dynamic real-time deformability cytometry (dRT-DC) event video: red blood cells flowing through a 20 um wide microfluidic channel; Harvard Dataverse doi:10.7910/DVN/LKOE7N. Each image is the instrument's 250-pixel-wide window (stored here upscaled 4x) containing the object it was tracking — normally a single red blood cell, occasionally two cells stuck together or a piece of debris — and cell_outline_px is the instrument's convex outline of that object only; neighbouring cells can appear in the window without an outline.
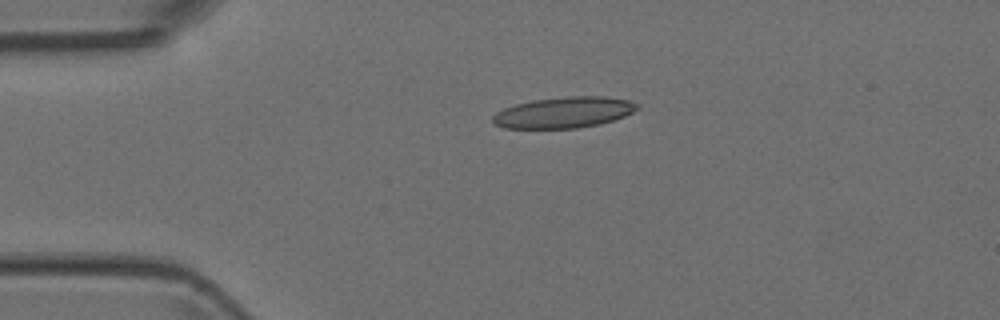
{"species": "Egyptian fruit bat (a non-hibernating species)", "species_latin": "Rousettus aegyptiacus", "temperature_condition": "room temperature", "stored_images_in_passage": 1, "camera_frame_rate_fps": 3000, "um_per_image_px": 0.085, "animal": {"sex": "female"}, "frame": {"image": 1, "passage_image": 1, "time_ms": 0.0, "image_size_px": [1000, 320], "cell_outline_px": [[640, 108], [624, 116], [600, 124], [576, 128], [504, 128], [496, 124], [492, 120], [492, 116], [496, 112], [504, 108], [516, 104], [532, 100], [568, 96], [604, 96], [628, 100], [640, 104]], "centroid_in_image_um": [47.94, 9.55], "position_along_channel_um": 37.1, "area_um2": 26.07}}